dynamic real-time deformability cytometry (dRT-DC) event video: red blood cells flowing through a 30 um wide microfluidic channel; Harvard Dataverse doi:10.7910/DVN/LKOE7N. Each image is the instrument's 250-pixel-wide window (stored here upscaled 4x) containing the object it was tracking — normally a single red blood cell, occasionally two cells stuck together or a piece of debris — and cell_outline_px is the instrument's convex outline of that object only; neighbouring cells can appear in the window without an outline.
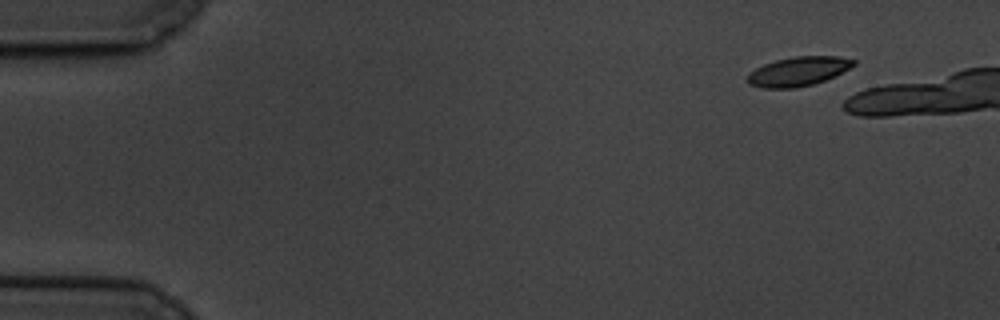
{"species": "common noctule bat (a hibernating species)", "species_latin": "Nyctalus noctula", "temperature_condition": "cold", "stored_images_in_passage": 7, "camera_frame_rate_fps": 3000, "um_per_image_px": 0.085, "animal": {"sex": "male", "body_mass_g": 19.5, "forearm_length_mm": 54.6}, "frame": {"image": 1, "passage_image": 2, "time_ms": 0.333, "image_size_px": [1000, 320], "cell_outline_px": [[856, 64], [824, 80], [812, 84], [796, 88], [764, 88], [748, 84], [748, 72], [764, 64], [776, 60], [792, 56], [840, 56], [856, 60]], "centroid_in_image_um": [67.82, 6.06], "position_along_channel_um": 17.2, "area_um2": 17.92}}